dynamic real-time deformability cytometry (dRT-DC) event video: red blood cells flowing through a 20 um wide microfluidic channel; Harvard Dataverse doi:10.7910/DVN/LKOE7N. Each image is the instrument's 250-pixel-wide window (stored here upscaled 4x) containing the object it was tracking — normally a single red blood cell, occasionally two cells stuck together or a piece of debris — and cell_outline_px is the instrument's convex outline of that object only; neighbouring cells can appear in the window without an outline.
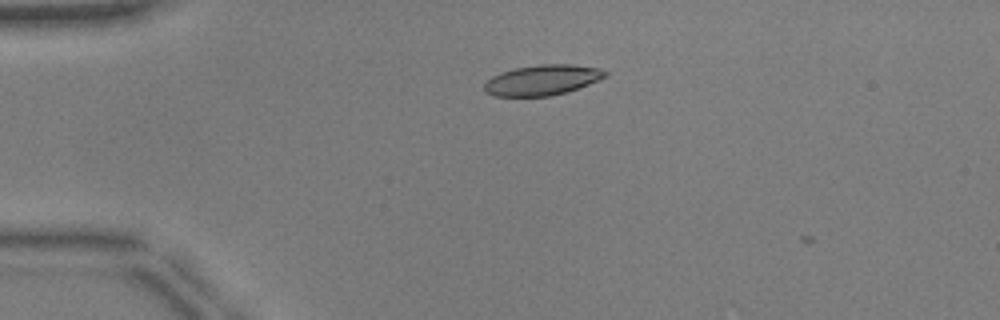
{"species": "common noctule bat (a hibernating species)", "species_latin": "Nyctalus noctula", "temperature_condition": "warm", "stored_images_in_passage": 8, "camera_frame_rate_fps": 3000, "um_per_image_px": 0.085, "animal": {"sex": "male", "body_mass_g": 17.9, "forearm_length_mm": 54.2}, "frame": {"image": 1, "passage_image": 6, "time_ms": 1.667, "image_size_px": [1000, 320], "cell_outline_px": [[608, 76], [568, 92], [552, 96], [496, 96], [484, 92], [484, 84], [492, 76], [500, 72], [516, 68], [540, 64], [568, 64], [600, 68], [608, 72]], "centroid_in_image_um": [46.1, 6.81], "position_along_channel_um": 38.9, "area_um2": 21.44}}